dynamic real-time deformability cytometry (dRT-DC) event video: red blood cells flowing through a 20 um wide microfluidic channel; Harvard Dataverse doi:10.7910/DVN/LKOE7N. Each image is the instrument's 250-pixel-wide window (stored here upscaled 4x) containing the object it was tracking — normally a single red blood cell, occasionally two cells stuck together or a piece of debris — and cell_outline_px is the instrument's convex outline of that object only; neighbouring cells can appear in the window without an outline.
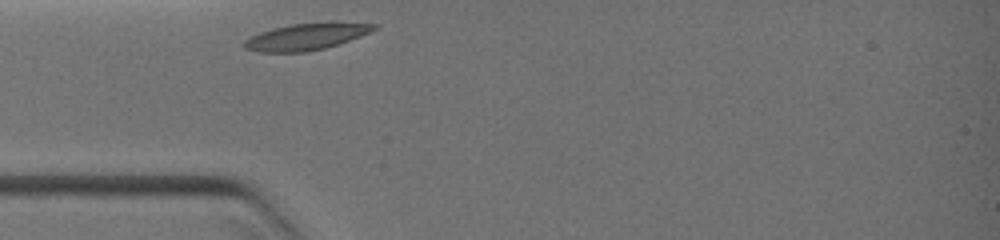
{"species": "common noctule bat (a hibernating species)", "species_latin": "Nyctalus noctula", "temperature_condition": "warm", "stored_images_in_passage": 1, "camera_frame_rate_fps": 3000, "um_per_image_px": 0.085, "animal": {"sex": "female", "body_mass_g": 19.0, "forearm_length_mm": 51.5}, "frame": {"image": 1, "passage_image": 1, "time_ms": 0.0, "image_size_px": [1000, 240], "cell_outline_px": [[380, 28], [360, 36], [324, 48], [304, 52], [260, 52], [244, 48], [240, 44], [248, 36], [272, 28], [292, 24], [328, 20], [332, 20], [380, 24]], "centroid_in_image_um": [26.07, 3.07], "position_along_channel_um": 58.9, "area_um2": 20.87}}